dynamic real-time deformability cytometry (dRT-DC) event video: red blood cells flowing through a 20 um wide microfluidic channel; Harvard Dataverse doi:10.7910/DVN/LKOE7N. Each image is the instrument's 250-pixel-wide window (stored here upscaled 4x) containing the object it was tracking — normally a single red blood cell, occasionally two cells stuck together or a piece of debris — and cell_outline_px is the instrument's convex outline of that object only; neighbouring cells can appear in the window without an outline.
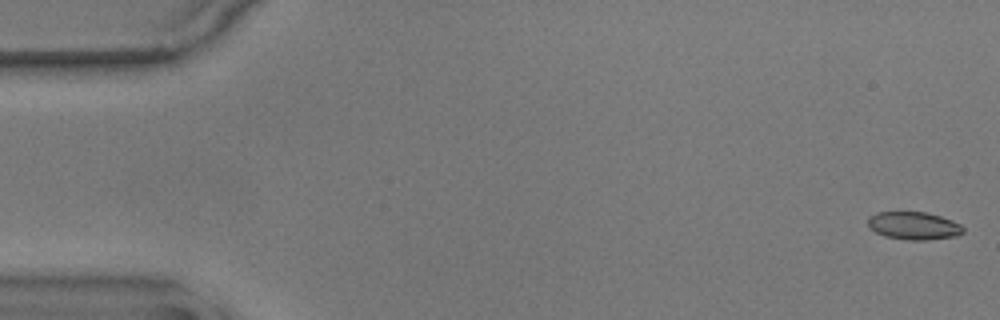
{"species": "common noctule bat (a hibernating species)", "species_latin": "Nyctalus noctula", "temperature_condition": "warm", "stored_images_in_passage": 57, "camera_frame_rate_fps": 3000, "um_per_image_px": 0.085, "animal": {"sex": "male", "body_mass_g": 17.9}, "frame": {"image": 1, "passage_image": 1, "time_ms": 0.0, "image_size_px": [1000, 320], "cell_outline_px": [[964, 232], [956, 236], [924, 240], [908, 240], [884, 236], [868, 228], [868, 216], [876, 212], [928, 212], [952, 220], [960, 224], [964, 228]], "centroid_in_image_um": [77.65, 19.18], "position_along_channel_um": 7.4, "area_um2": 15.55}}
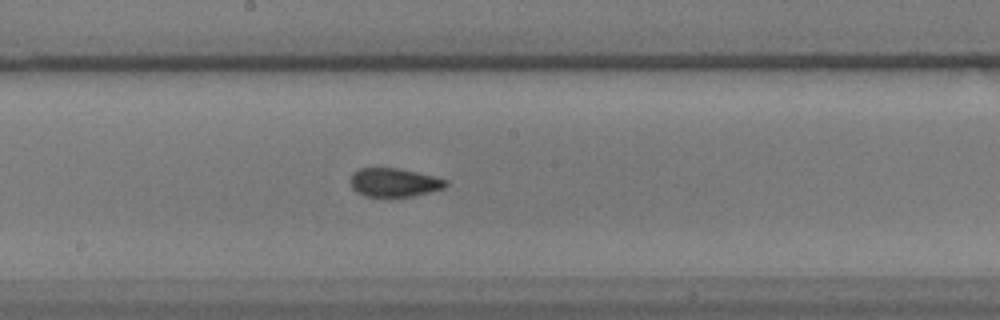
{"frame": {"image": 2, "passage_image": 30, "time_ms": 9.667, "image_size_px": [1000, 320], "cell_outline_px": [[448, 184], [444, 188], [412, 196], [364, 196], [356, 192], [352, 188], [348, 180], [352, 172], [360, 168], [396, 168], [416, 172], [448, 180]], "centroid_in_image_um": [33.44, 15.5], "position_along_channel_um": 214.8, "area_um2": 15.9}}
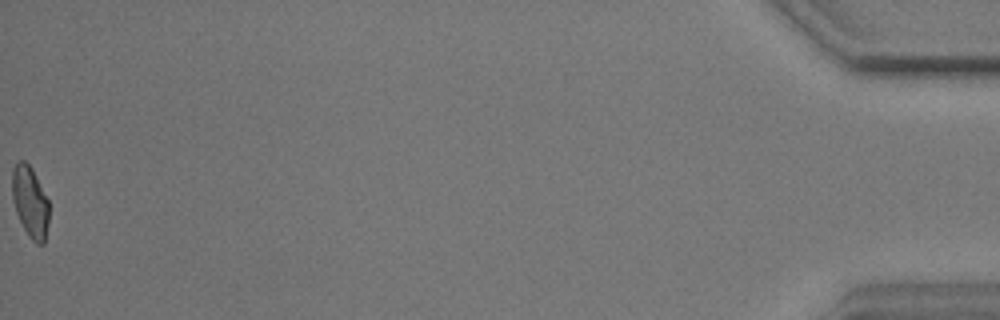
{"frame": {"image": 3, "passage_image": 57, "time_ms": 18.667, "image_size_px": [1000, 320], "cell_outline_px": [[48, 224], [44, 244], [36, 244], [28, 236], [16, 212], [12, 200], [12, 168], [20, 160], [24, 160], [32, 168], [48, 200]], "centroid_in_image_um": [2.55, 17.16], "position_along_channel_um": 432.7, "area_um2": 15.26}, "authors_computed_cell_mechanics": {"area_um2": 16.0106, "velocity_mm_per_s": 3.5507, "shape_relaxation_time_tau1_ms": 5.7812, "shape_relaxation_time_tau2_ms": 1.4691, "deformation_change_tau1": 0.1443, "deformation_change_tau2": 0.0583}}